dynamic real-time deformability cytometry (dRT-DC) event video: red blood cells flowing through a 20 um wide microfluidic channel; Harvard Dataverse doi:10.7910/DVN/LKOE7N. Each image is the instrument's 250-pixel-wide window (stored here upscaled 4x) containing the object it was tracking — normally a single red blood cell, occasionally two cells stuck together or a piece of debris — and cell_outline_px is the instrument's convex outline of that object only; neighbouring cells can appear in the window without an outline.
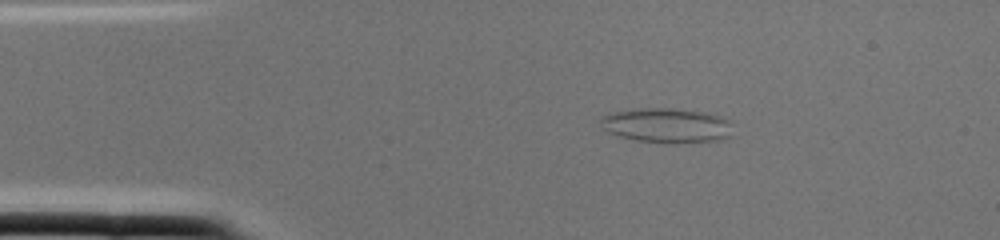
{"species": "common noctule bat (a hibernating species)", "species_latin": "Nyctalus noctula", "temperature_condition": "cold", "stored_images_in_passage": 1, "camera_frame_rate_fps": 3000, "um_per_image_px": 0.085, "animal": {"sex": "female", "body_mass_g": 22.0, "forearm_length_mm": 56.7}, "frame": {"image": 1, "passage_image": 1, "time_ms": 0.0, "image_size_px": [1000, 240], "cell_outline_px": [[732, 136], [720, 140], [676, 144], [668, 144], [636, 140], [616, 136], [608, 132], [604, 128], [600, 120], [600, 116], [608, 112], [636, 108], [672, 108], [704, 112], [720, 116], [728, 120], [732, 124]], "centroid_in_image_um": [56.66, 10.67], "position_along_channel_um": 28.3, "area_um2": 27.4}}